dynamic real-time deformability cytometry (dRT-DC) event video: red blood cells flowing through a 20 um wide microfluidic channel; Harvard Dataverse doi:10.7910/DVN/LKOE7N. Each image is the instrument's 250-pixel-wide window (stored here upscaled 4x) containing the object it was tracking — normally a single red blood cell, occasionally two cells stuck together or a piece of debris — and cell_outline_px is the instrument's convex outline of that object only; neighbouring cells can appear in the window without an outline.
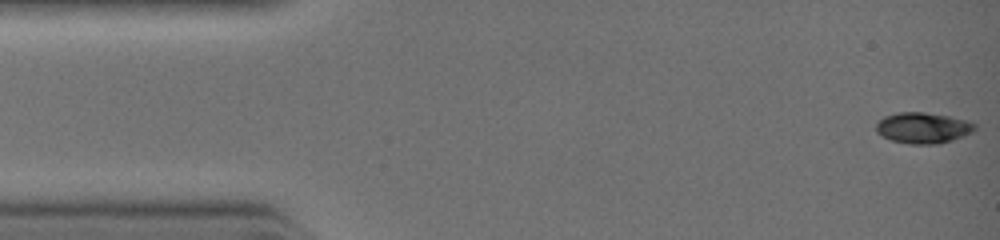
{"species": "common noctule bat (a hibernating species)", "species_latin": "Nyctalus noctula", "temperature_condition": "warm", "stored_images_in_passage": 33, "camera_frame_rate_fps": 3000, "um_per_image_px": 0.085, "animal": {"sex": "female", "body_mass_g": 19.0, "forearm_length_mm": 51.5}, "frame": {"image": 1, "passage_image": 1, "time_ms": 0.0, "image_size_px": [1000, 240], "cell_outline_px": [[976, 128], [972, 132], [952, 140], [936, 144], [912, 144], [892, 140], [876, 132], [876, 124], [884, 116], [900, 112], [924, 112], [948, 116], [964, 120], [976, 124]], "centroid_in_image_um": [78.45, 10.86], "position_along_channel_um": 6.6, "area_um2": 17.51}}
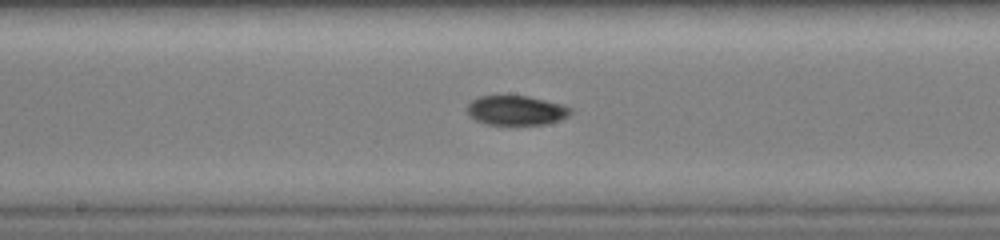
{"frame": {"image": 2, "passage_image": 17, "time_ms": 5.333, "image_size_px": [1000, 240], "cell_outline_px": [[572, 112], [568, 116], [560, 120], [544, 124], [484, 124], [476, 120], [464, 108], [472, 100], [480, 96], [528, 96], [560, 104], [572, 108]], "centroid_in_image_um": [43.86, 9.38], "position_along_channel_um": 204.3, "area_um2": 17.63}}
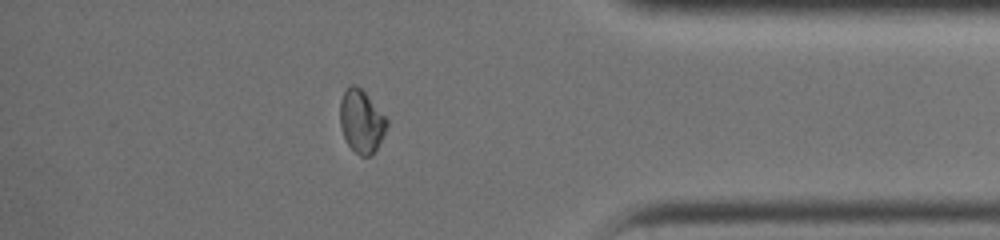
{"frame": {"image": 3, "passage_image": 28, "time_ms": 9.0, "image_size_px": [1000, 240], "cell_outline_px": [[388, 124], [376, 148], [368, 156], [360, 156], [348, 144], [340, 128], [340, 100], [344, 92], [352, 84], [360, 88], [364, 92], [388, 120]], "centroid_in_image_um": [30.69, 10.31], "position_along_channel_um": 404.5, "area_um2": 16.65}}